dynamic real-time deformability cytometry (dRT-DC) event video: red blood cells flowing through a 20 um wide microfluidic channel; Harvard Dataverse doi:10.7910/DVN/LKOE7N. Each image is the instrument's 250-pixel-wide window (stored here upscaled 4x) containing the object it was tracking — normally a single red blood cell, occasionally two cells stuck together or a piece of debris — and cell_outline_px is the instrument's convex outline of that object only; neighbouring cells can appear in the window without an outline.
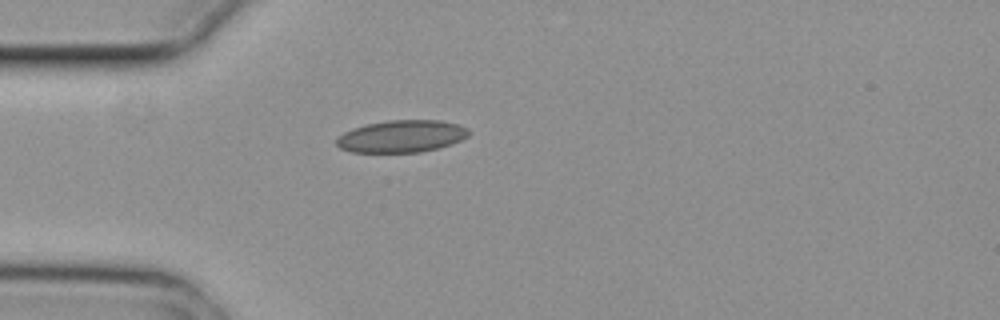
{"species": "common noctule bat (a hibernating species)", "species_latin": "Nyctalus noctula", "temperature_condition": "cold", "stored_images_in_passage": 6, "camera_frame_rate_fps": 3000, "um_per_image_px": 0.085, "animal": {"sex": "female", "body_mass_g": 29.2, "forearm_length_mm": 56.3}, "frame": {"image": 1, "passage_image": 5, "time_ms": 1.333, "image_size_px": [1000, 320], "cell_outline_px": [[472, 132], [468, 136], [452, 144], [420, 152], [352, 152], [340, 148], [336, 144], [336, 136], [352, 128], [368, 124], [388, 120], [440, 120], [460, 124], [468, 128]], "centroid_in_image_um": [34.15, 11.57], "position_along_channel_um": 50.9, "area_um2": 24.97}}